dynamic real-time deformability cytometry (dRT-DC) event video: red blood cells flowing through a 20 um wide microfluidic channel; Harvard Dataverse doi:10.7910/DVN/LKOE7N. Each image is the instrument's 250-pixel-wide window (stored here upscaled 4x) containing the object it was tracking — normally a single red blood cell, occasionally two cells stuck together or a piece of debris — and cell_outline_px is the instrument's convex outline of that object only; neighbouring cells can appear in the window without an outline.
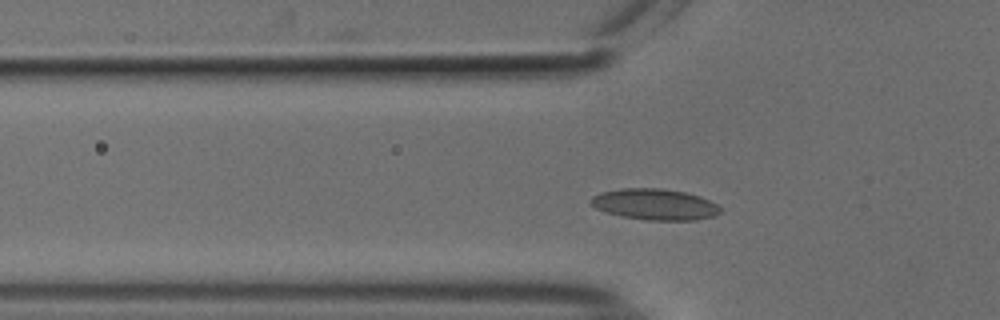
{"species": "common noctule bat (a hibernating species)", "species_latin": "Nyctalus noctula", "temperature_condition": "cold", "stored_images_in_passage": 48, "camera_frame_rate_fps": 3000, "um_per_image_px": 0.085, "animal": {"sex": "male", "body_mass_g": 18.8}, "frame": {"image": 1, "passage_image": 11, "time_ms": 3.333, "image_size_px": [1000, 320], "cell_outline_px": [[720, 212], [716, 216], [696, 220], [648, 220], [620, 216], [604, 212], [596, 208], [588, 200], [592, 196], [600, 192], [620, 188], [660, 188], [684, 192], [700, 196], [716, 204], [720, 208]], "centroid_in_image_um": [55.63, 17.37], "position_along_channel_um": 70.2, "area_um2": 23.58}}
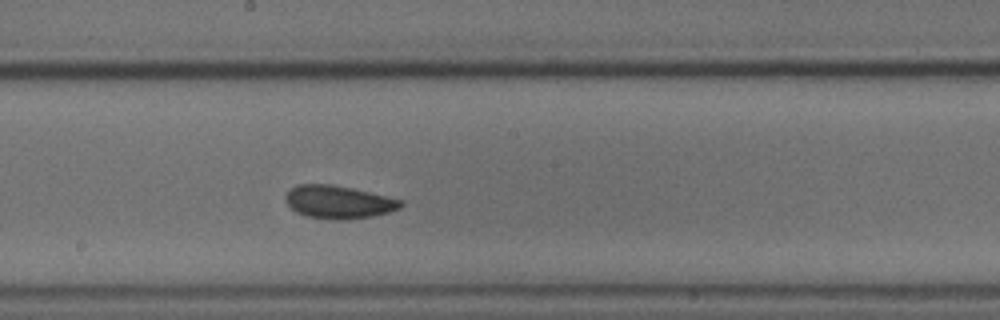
{"frame": {"image": 2, "passage_image": 23, "time_ms": 7.333, "image_size_px": [1000, 320], "cell_outline_px": [[404, 204], [400, 208], [388, 212], [372, 216], [340, 220], [332, 220], [308, 216], [296, 212], [284, 200], [284, 196], [288, 188], [296, 184], [332, 184], [352, 188], [400, 200]], "centroid_in_image_um": [28.7, 17.16], "position_along_channel_um": 219.5, "area_um2": 22.08}}
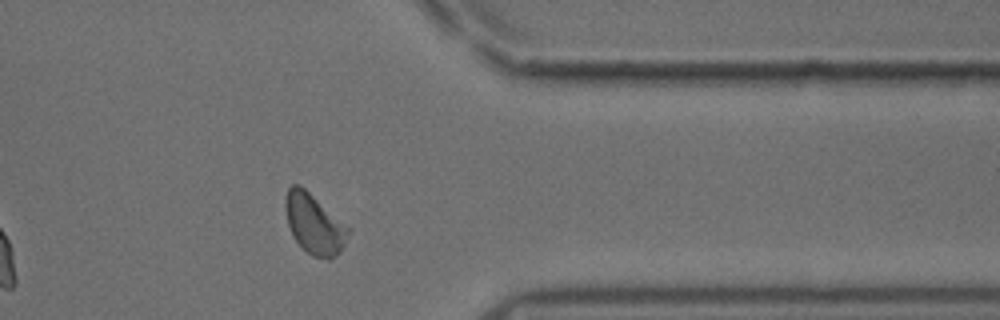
{"frame": {"image": 3, "passage_image": 37, "time_ms": 12.0, "image_size_px": [1000, 320], "cell_outline_px": [[352, 228], [340, 252], [328, 260], [312, 256], [292, 236], [288, 224], [284, 208], [284, 200], [288, 188], [292, 184], [300, 184]], "centroid_in_image_um": [26.72, 19.01], "position_along_channel_um": 384.7, "area_um2": 22.25}, "authors_computed_cell_mechanics": {"area_um2": 21.6461, "velocity_mm_per_s": 3.7362, "shape_relaxation_time_tau1_ms": 6.1142, "shape_relaxation_time_tau2_ms": 1.344, "deformation_change_tau1": 0.0928, "deformation_change_tau2": 0.0587}}